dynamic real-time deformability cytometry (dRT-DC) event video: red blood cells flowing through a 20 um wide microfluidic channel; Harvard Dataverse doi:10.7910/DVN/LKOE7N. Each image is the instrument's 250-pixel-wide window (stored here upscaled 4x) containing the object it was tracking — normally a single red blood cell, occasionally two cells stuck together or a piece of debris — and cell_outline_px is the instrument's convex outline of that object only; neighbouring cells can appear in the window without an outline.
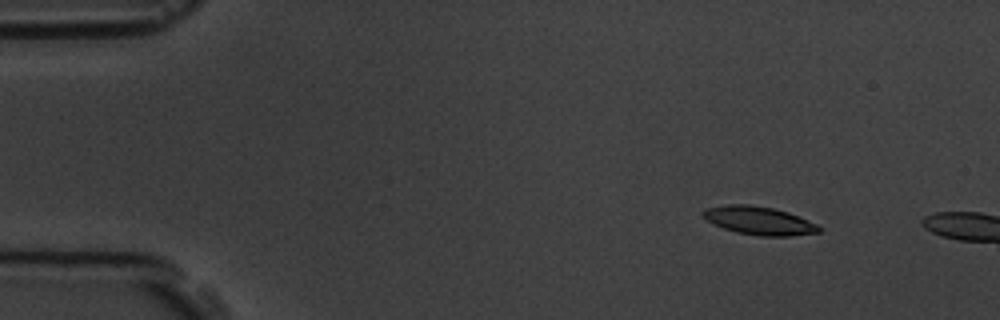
{"species": "common noctule bat (a hibernating species)", "species_latin": "Nyctalus noctula", "temperature_condition": "room temperature", "stored_images_in_passage": 5, "camera_frame_rate_fps": 3000, "um_per_image_px": 0.085, "animal": {"sex": "male", "body_mass_g": 19.5, "forearm_length_mm": 54.6}, "frame": {"image": 1, "passage_image": 2, "time_ms": 1.0, "image_size_px": [1000, 320], "cell_outline_px": [[820, 232], [792, 236], [760, 236], [736, 232], [724, 228], [708, 220], [700, 212], [704, 208], [724, 204], [748, 204], [772, 208], [788, 212], [816, 224], [820, 228]], "centroid_in_image_um": [64.49, 18.74], "position_along_channel_um": 20.5, "area_um2": 18.96}}